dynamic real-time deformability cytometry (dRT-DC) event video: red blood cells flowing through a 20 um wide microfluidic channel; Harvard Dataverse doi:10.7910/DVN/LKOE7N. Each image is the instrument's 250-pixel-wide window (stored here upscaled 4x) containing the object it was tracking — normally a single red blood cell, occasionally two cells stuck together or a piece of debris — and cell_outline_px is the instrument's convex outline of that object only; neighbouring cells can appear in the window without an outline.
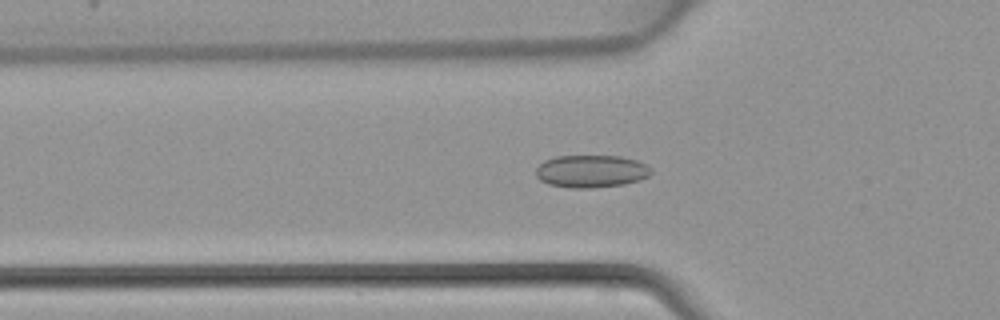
{"species": "common noctule bat (a hibernating species)", "species_latin": "Nyctalus noctula", "temperature_condition": "warm", "stored_images_in_passage": 34, "camera_frame_rate_fps": 3000, "um_per_image_px": 0.085, "animal": {"sex": "female", "body_mass_g": 22.7, "forearm_length_mm": 54.2}, "frame": {"image": 1, "passage_image": 4, "time_ms": 1.0, "image_size_px": [1000, 320], "cell_outline_px": [[652, 172], [648, 176], [640, 180], [624, 184], [592, 188], [572, 188], [548, 184], [540, 180], [536, 176], [536, 168], [544, 160], [556, 156], [620, 156], [636, 160], [648, 164], [652, 168]], "centroid_in_image_um": [50.27, 14.55], "position_along_channel_um": 75.5, "area_um2": 22.02}}
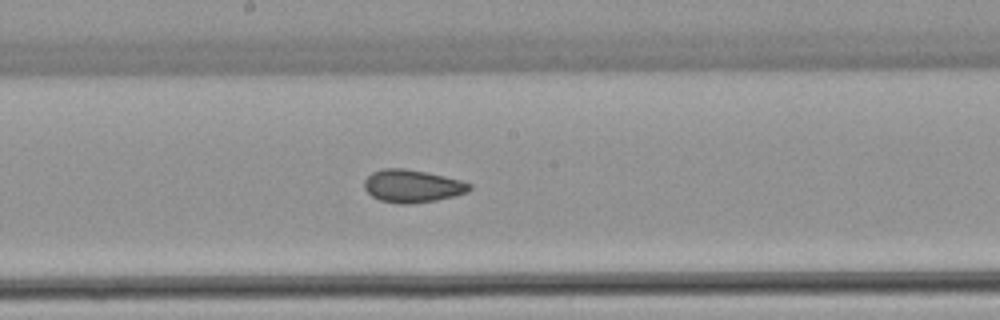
{"frame": {"image": 2, "passage_image": 13, "time_ms": 4.0, "image_size_px": [1000, 320], "cell_outline_px": [[472, 188], [468, 192], [436, 200], [408, 204], [400, 204], [380, 200], [372, 196], [364, 188], [364, 180], [372, 172], [384, 168], [404, 168], [428, 172], [460, 180], [472, 184]], "centroid_in_image_um": [35.04, 15.81], "position_along_channel_um": 213.2, "area_um2": 20.06}}
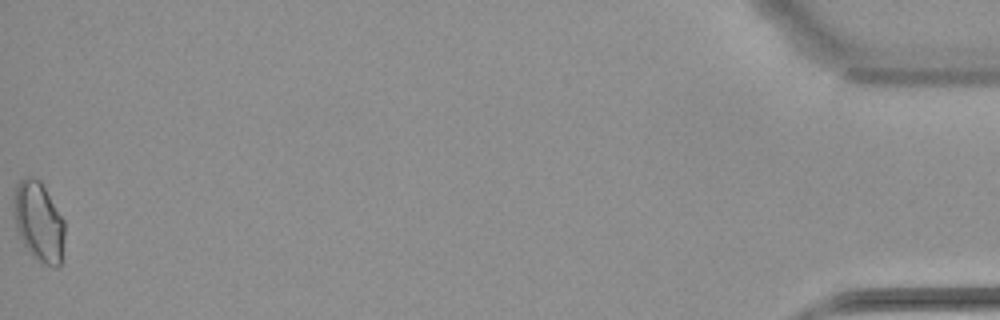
{"frame": {"image": 3, "passage_image": 34, "time_ms": 11.0, "image_size_px": [1000, 320], "cell_outline_px": [[64, 236], [60, 264], [56, 268], [44, 264], [32, 256], [24, 248], [16, 228], [12, 208], [12, 196], [16, 184], [24, 176], [32, 176], [40, 180], [64, 220]], "centroid_in_image_um": [3.24, 18.82], "position_along_channel_um": 432.0, "area_um2": 24.1}}